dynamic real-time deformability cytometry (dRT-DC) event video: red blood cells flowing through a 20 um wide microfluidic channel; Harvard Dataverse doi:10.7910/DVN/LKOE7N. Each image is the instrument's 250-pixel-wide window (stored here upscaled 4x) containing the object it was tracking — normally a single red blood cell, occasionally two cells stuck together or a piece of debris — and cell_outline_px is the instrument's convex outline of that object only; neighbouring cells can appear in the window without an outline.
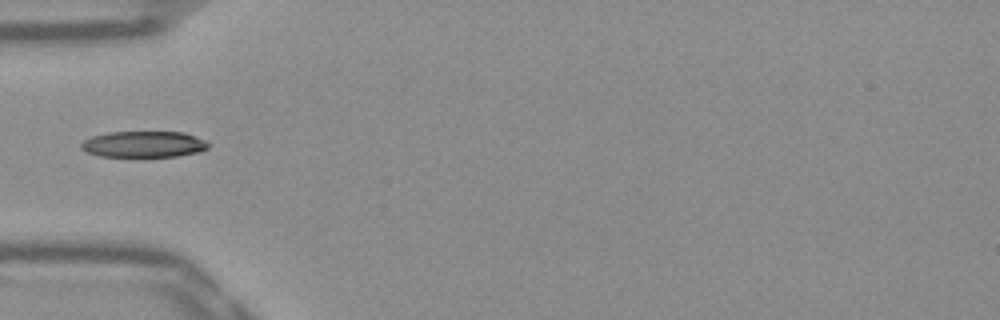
{"species": "Egyptian fruit bat (a non-hibernating species)", "species_latin": "Rousettus aegyptiacus", "temperature_condition": "warm", "stored_images_in_passage": 36, "camera_frame_rate_fps": 3000, "um_per_image_px": 0.085, "frame": {"image": 1, "passage_image": 1, "time_ms": 0.0, "image_size_px": [1000, 320], "cell_outline_px": [[212, 144], [208, 148], [200, 152], [176, 156], [100, 156], [88, 152], [80, 148], [80, 144], [84, 140], [92, 136], [108, 132], [184, 132], [204, 140]], "centroid_in_image_um": [12.24, 12.25], "position_along_channel_um": 72.8, "area_um2": 19.36}}
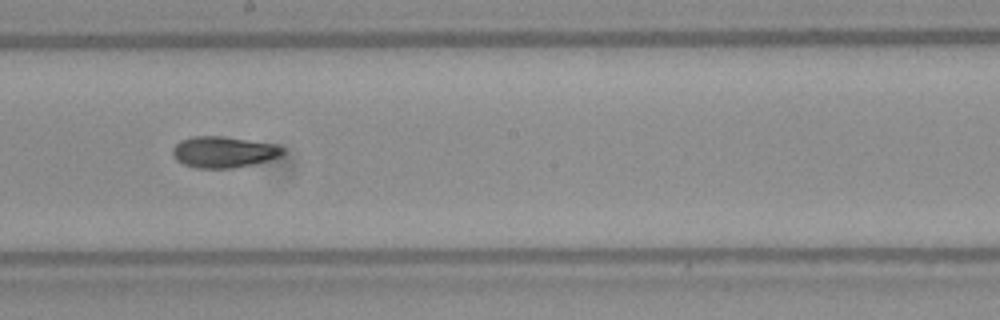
{"frame": {"image": 2, "passage_image": 13, "time_ms": 4.0, "image_size_px": [1000, 320], "cell_outline_px": [[284, 152], [280, 156], [256, 164], [232, 168], [196, 168], [184, 164], [176, 160], [172, 156], [172, 148], [180, 140], [192, 136], [224, 136], [276, 144], [284, 148]], "centroid_in_image_um": [18.99, 12.92], "position_along_channel_um": 229.2, "area_um2": 20.23}}
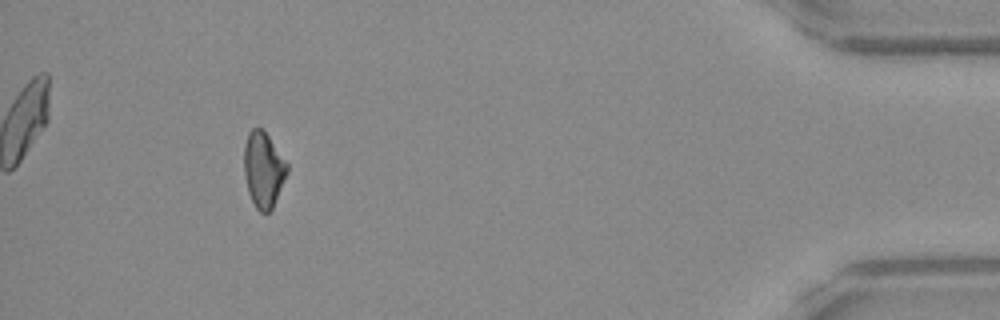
{"frame": {"image": 3, "passage_image": 32, "time_ms": 10.333, "image_size_px": [1000, 320], "cell_outline_px": [[288, 172], [272, 208], [268, 212], [260, 212], [256, 208], [248, 192], [244, 176], [244, 144], [248, 132], [252, 128], [260, 128], [268, 136], [288, 164]], "centroid_in_image_um": [22.37, 14.41], "position_along_channel_um": 412.8, "area_um2": 18.79}}